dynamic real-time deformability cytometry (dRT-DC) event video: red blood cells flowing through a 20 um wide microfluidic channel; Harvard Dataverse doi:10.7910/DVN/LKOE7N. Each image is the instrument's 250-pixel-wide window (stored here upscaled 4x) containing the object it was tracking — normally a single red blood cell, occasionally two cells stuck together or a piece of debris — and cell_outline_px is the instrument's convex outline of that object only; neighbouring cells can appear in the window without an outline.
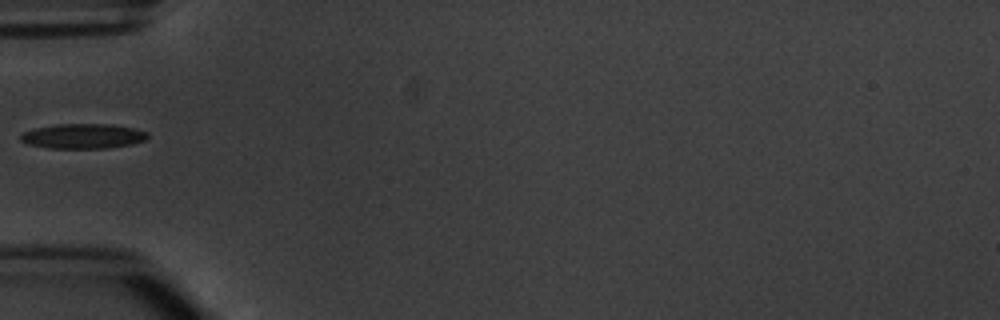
{"species": "common noctule bat (a hibernating species)", "species_latin": "Nyctalus noctula", "temperature_condition": "warm", "stored_images_in_passage": 1, "camera_frame_rate_fps": 3000, "um_per_image_px": 0.085, "animal": {"sex": "male", "body_mass_g": 20.1, "forearm_length_mm": 53.5}, "frame": {"image": 1, "passage_image": 1, "time_ms": 0.0, "image_size_px": [1000, 320], "cell_outline_px": [[148, 136], [144, 140], [132, 144], [104, 148], [48, 148], [28, 144], [20, 140], [20, 136], [24, 132], [36, 128], [56, 124], [112, 124], [132, 128], [148, 132]], "centroid_in_image_um": [7.05, 11.57], "position_along_channel_um": 78.0, "area_um2": 18.26}}